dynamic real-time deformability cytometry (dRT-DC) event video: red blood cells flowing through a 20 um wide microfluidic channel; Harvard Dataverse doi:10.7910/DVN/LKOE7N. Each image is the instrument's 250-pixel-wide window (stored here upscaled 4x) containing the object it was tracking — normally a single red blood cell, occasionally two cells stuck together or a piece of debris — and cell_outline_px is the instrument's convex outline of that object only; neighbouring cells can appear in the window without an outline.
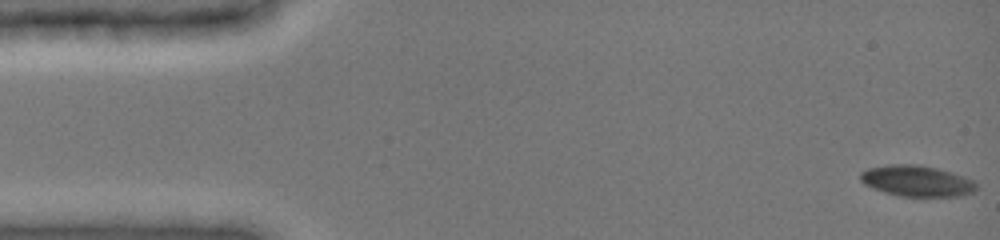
{"species": "common noctule bat (a hibernating species)", "species_latin": "Nyctalus noctula", "temperature_condition": "cold", "stored_images_in_passage": 49, "camera_frame_rate_fps": 3000, "um_per_image_px": 0.085, "animal": {"sex": "female", "body_mass_g": 19.0, "forearm_length_mm": 51.5}, "frame": {"image": 1, "passage_image": 1, "time_ms": 0.0, "image_size_px": [1000, 240], "cell_outline_px": [[976, 188], [972, 192], [956, 196], [900, 196], [884, 192], [864, 184], [860, 180], [860, 172], [868, 168], [896, 164], [908, 164], [932, 168], [948, 172], [972, 180], [976, 184]], "centroid_in_image_um": [77.86, 15.39], "position_along_channel_um": 7.1, "area_um2": 20.23}}
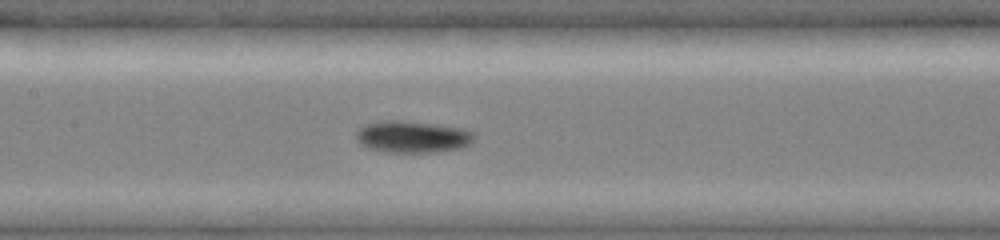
{"frame": {"image": 2, "passage_image": 23, "time_ms": 7.333, "image_size_px": [1000, 240], "cell_outline_px": [[476, 136], [468, 144], [460, 148], [432, 152], [388, 152], [368, 148], [360, 144], [356, 140], [356, 128], [368, 124], [384, 120], [400, 120], [436, 124], [464, 128], [472, 132]], "centroid_in_image_um": [35.03, 11.62], "position_along_channel_um": 172.4, "area_um2": 21.91}}
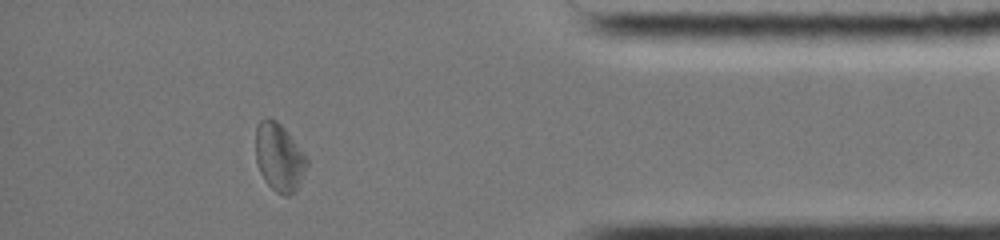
{"frame": {"image": 3, "passage_image": 43, "time_ms": 14.0, "image_size_px": [1000, 240], "cell_outline_px": [[308, 164], [296, 192], [288, 196], [284, 196], [276, 192], [264, 180], [260, 172], [256, 160], [256, 128], [260, 120], [276, 120], [284, 128], [308, 156]], "centroid_in_image_um": [23.76, 13.41], "position_along_channel_um": 411.4, "area_um2": 20.29}, "authors_computed_cell_mechanics": {"area_um2": 20.2878, "velocity_mm_per_s": 3.924, "shape_relaxation_time_tau1_ms": null, "shape_relaxation_time_tau2_ms": 5.9177, "deformation_change_tau1": null, "deformation_change_tau2": 0.1103}}